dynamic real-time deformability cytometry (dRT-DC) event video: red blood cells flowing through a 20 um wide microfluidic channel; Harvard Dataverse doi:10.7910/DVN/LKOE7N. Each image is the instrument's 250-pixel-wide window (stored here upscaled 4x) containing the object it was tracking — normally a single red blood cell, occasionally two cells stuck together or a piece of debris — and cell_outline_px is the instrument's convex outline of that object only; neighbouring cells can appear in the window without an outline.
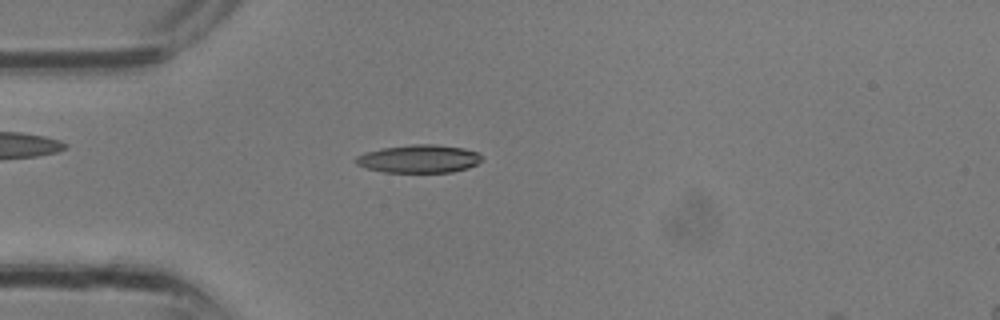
{"species": "common noctule bat (a hibernating species)", "species_latin": "Nyctalus noctula", "temperature_condition": "room temperature", "stored_images_in_passage": 31, "camera_frame_rate_fps": 3000, "um_per_image_px": 0.085, "animal": {"sex": "male", "body_mass_g": 13.3}, "frame": {"image": 1, "passage_image": 8, "time_ms": 2.333, "image_size_px": [1000, 320], "cell_outline_px": [[480, 160], [476, 164], [468, 168], [452, 172], [384, 172], [364, 168], [356, 164], [352, 160], [356, 156], [364, 152], [380, 148], [412, 144], [436, 144], [464, 148], [476, 152], [480, 156]], "centroid_in_image_um": [35.53, 13.49], "position_along_channel_um": 49.5, "area_um2": 20.75}}
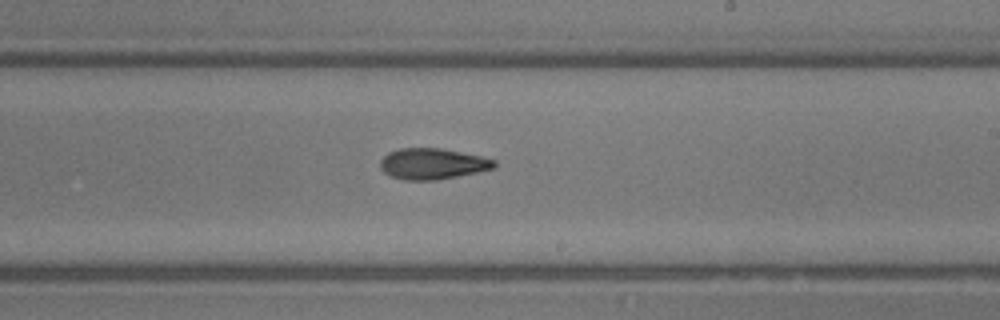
{"frame": {"image": 2, "passage_image": 18, "time_ms": 5.667, "image_size_px": [1000, 320], "cell_outline_px": [[496, 168], [436, 180], [404, 180], [392, 176], [384, 172], [380, 168], [380, 160], [388, 152], [400, 148], [440, 148], [480, 156], [496, 160]], "centroid_in_image_um": [36.75, 13.92], "position_along_channel_um": 252.3, "area_um2": 20.46}}
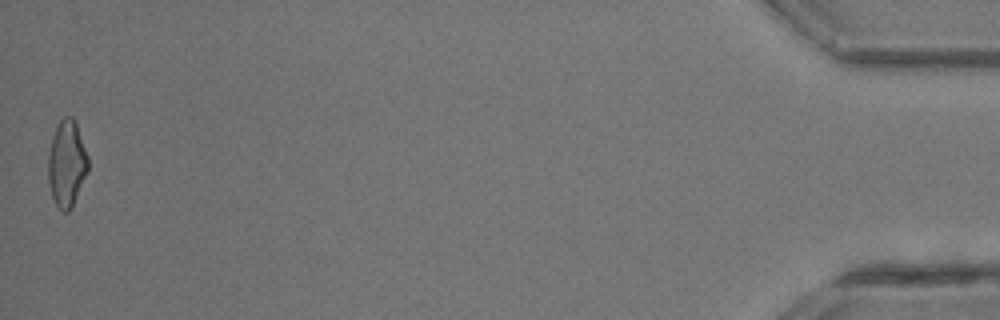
{"frame": {"image": 3, "passage_image": 31, "time_ms": 10.0, "image_size_px": [1000, 320], "cell_outline_px": [[88, 172], [72, 208], [68, 212], [64, 212], [56, 204], [52, 196], [48, 180], [48, 156], [52, 136], [60, 120], [64, 116], [72, 116], [76, 120], [88, 156]], "centroid_in_image_um": [5.69, 13.89], "position_along_channel_um": 429.5, "area_um2": 20.29}}